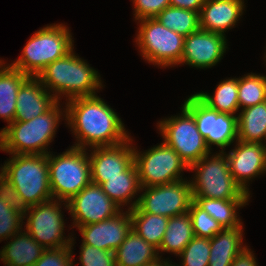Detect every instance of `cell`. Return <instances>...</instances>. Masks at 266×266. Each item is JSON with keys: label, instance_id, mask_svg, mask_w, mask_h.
<instances>
[{"label": "cell", "instance_id": "6da1fadb", "mask_svg": "<svg viewBox=\"0 0 266 266\" xmlns=\"http://www.w3.org/2000/svg\"><path fill=\"white\" fill-rule=\"evenodd\" d=\"M66 123L76 141L73 147L115 146L130 139L119 115L97 95L66 101Z\"/></svg>", "mask_w": 266, "mask_h": 266}, {"label": "cell", "instance_id": "7a4b0ae2", "mask_svg": "<svg viewBox=\"0 0 266 266\" xmlns=\"http://www.w3.org/2000/svg\"><path fill=\"white\" fill-rule=\"evenodd\" d=\"M73 49L66 56L47 65L37 76L46 90L60 102L66 96L68 101L77 97L97 95L103 89L98 71L86 60L76 55Z\"/></svg>", "mask_w": 266, "mask_h": 266}, {"label": "cell", "instance_id": "3957f363", "mask_svg": "<svg viewBox=\"0 0 266 266\" xmlns=\"http://www.w3.org/2000/svg\"><path fill=\"white\" fill-rule=\"evenodd\" d=\"M60 104L57 102L30 121H14L1 129L0 150L9 154H48V146L54 141L60 119L66 120V108L63 110Z\"/></svg>", "mask_w": 266, "mask_h": 266}, {"label": "cell", "instance_id": "277c9868", "mask_svg": "<svg viewBox=\"0 0 266 266\" xmlns=\"http://www.w3.org/2000/svg\"><path fill=\"white\" fill-rule=\"evenodd\" d=\"M74 49V40L69 27L64 24H50L36 31L28 40L18 59L9 65L31 77L50 63L66 56Z\"/></svg>", "mask_w": 266, "mask_h": 266}, {"label": "cell", "instance_id": "5b68a950", "mask_svg": "<svg viewBox=\"0 0 266 266\" xmlns=\"http://www.w3.org/2000/svg\"><path fill=\"white\" fill-rule=\"evenodd\" d=\"M9 155L11 158L1 165L0 172L28 205L31 207L52 200L48 154Z\"/></svg>", "mask_w": 266, "mask_h": 266}, {"label": "cell", "instance_id": "8992f818", "mask_svg": "<svg viewBox=\"0 0 266 266\" xmlns=\"http://www.w3.org/2000/svg\"><path fill=\"white\" fill-rule=\"evenodd\" d=\"M212 155V156H211ZM194 170V171H193ZM192 196L214 199H250L230 172L226 151L209 154L189 167Z\"/></svg>", "mask_w": 266, "mask_h": 266}, {"label": "cell", "instance_id": "52a82bcc", "mask_svg": "<svg viewBox=\"0 0 266 266\" xmlns=\"http://www.w3.org/2000/svg\"><path fill=\"white\" fill-rule=\"evenodd\" d=\"M88 149L70 146L59 155L48 153L53 199L68 202L91 182Z\"/></svg>", "mask_w": 266, "mask_h": 266}, {"label": "cell", "instance_id": "ba28073f", "mask_svg": "<svg viewBox=\"0 0 266 266\" xmlns=\"http://www.w3.org/2000/svg\"><path fill=\"white\" fill-rule=\"evenodd\" d=\"M138 23L135 42L147 63L160 68L178 66L183 54L185 37L166 28L155 18L138 20Z\"/></svg>", "mask_w": 266, "mask_h": 266}, {"label": "cell", "instance_id": "9c48e42d", "mask_svg": "<svg viewBox=\"0 0 266 266\" xmlns=\"http://www.w3.org/2000/svg\"><path fill=\"white\" fill-rule=\"evenodd\" d=\"M134 163L141 188L183 180L181 174L189 170L179 154L164 141L143 153L135 147Z\"/></svg>", "mask_w": 266, "mask_h": 266}, {"label": "cell", "instance_id": "30bf717a", "mask_svg": "<svg viewBox=\"0 0 266 266\" xmlns=\"http://www.w3.org/2000/svg\"><path fill=\"white\" fill-rule=\"evenodd\" d=\"M157 128L163 141L190 167L211 151L198 131L194 116L184 107L181 114L163 118Z\"/></svg>", "mask_w": 266, "mask_h": 266}, {"label": "cell", "instance_id": "8fae6325", "mask_svg": "<svg viewBox=\"0 0 266 266\" xmlns=\"http://www.w3.org/2000/svg\"><path fill=\"white\" fill-rule=\"evenodd\" d=\"M64 202V203H63ZM68 210L65 201L52 199L47 202L31 206L25 214V230L45 249L61 248L71 245L72 236L65 237V220L61 205ZM29 215V216H27ZM27 217V218H26Z\"/></svg>", "mask_w": 266, "mask_h": 266}, {"label": "cell", "instance_id": "7c38bea8", "mask_svg": "<svg viewBox=\"0 0 266 266\" xmlns=\"http://www.w3.org/2000/svg\"><path fill=\"white\" fill-rule=\"evenodd\" d=\"M182 105L194 116L197 129L210 151L214 145L224 152L225 147L237 141V115L211 109L195 94L189 96Z\"/></svg>", "mask_w": 266, "mask_h": 266}, {"label": "cell", "instance_id": "4fadbf2b", "mask_svg": "<svg viewBox=\"0 0 266 266\" xmlns=\"http://www.w3.org/2000/svg\"><path fill=\"white\" fill-rule=\"evenodd\" d=\"M192 201L191 182L184 178L170 184L141 188L137 207L142 212L170 218L188 212Z\"/></svg>", "mask_w": 266, "mask_h": 266}, {"label": "cell", "instance_id": "5bb4252c", "mask_svg": "<svg viewBox=\"0 0 266 266\" xmlns=\"http://www.w3.org/2000/svg\"><path fill=\"white\" fill-rule=\"evenodd\" d=\"M67 204L73 228L112 218L122 210L103 192L100 185L92 182L73 196Z\"/></svg>", "mask_w": 266, "mask_h": 266}, {"label": "cell", "instance_id": "9a60e30c", "mask_svg": "<svg viewBox=\"0 0 266 266\" xmlns=\"http://www.w3.org/2000/svg\"><path fill=\"white\" fill-rule=\"evenodd\" d=\"M228 48L226 35L198 30L185 37L179 63L197 69H208L223 59Z\"/></svg>", "mask_w": 266, "mask_h": 266}, {"label": "cell", "instance_id": "2e32d148", "mask_svg": "<svg viewBox=\"0 0 266 266\" xmlns=\"http://www.w3.org/2000/svg\"><path fill=\"white\" fill-rule=\"evenodd\" d=\"M235 143L234 148L226 153L230 172L235 182L250 195L249 181L266 174V146L239 140Z\"/></svg>", "mask_w": 266, "mask_h": 266}, {"label": "cell", "instance_id": "e0dca14e", "mask_svg": "<svg viewBox=\"0 0 266 266\" xmlns=\"http://www.w3.org/2000/svg\"><path fill=\"white\" fill-rule=\"evenodd\" d=\"M132 141L130 138L115 146L93 147L88 150L92 183L101 186L107 178L122 176V172L134 162L135 146Z\"/></svg>", "mask_w": 266, "mask_h": 266}, {"label": "cell", "instance_id": "ac0fdd59", "mask_svg": "<svg viewBox=\"0 0 266 266\" xmlns=\"http://www.w3.org/2000/svg\"><path fill=\"white\" fill-rule=\"evenodd\" d=\"M125 210L127 211L121 210L114 217L101 222L78 227L82 243L114 252L132 229L130 210Z\"/></svg>", "mask_w": 266, "mask_h": 266}, {"label": "cell", "instance_id": "d6986e66", "mask_svg": "<svg viewBox=\"0 0 266 266\" xmlns=\"http://www.w3.org/2000/svg\"><path fill=\"white\" fill-rule=\"evenodd\" d=\"M244 0H205L199 12L200 30L226 35L245 11ZM244 10V11H243Z\"/></svg>", "mask_w": 266, "mask_h": 266}, {"label": "cell", "instance_id": "ffe728a7", "mask_svg": "<svg viewBox=\"0 0 266 266\" xmlns=\"http://www.w3.org/2000/svg\"><path fill=\"white\" fill-rule=\"evenodd\" d=\"M57 102L37 77L29 76L19 88L14 121H30L50 110Z\"/></svg>", "mask_w": 266, "mask_h": 266}, {"label": "cell", "instance_id": "44dd1931", "mask_svg": "<svg viewBox=\"0 0 266 266\" xmlns=\"http://www.w3.org/2000/svg\"><path fill=\"white\" fill-rule=\"evenodd\" d=\"M44 250L27 231L21 230L0 249V259L5 266H34Z\"/></svg>", "mask_w": 266, "mask_h": 266}, {"label": "cell", "instance_id": "7402d4cb", "mask_svg": "<svg viewBox=\"0 0 266 266\" xmlns=\"http://www.w3.org/2000/svg\"><path fill=\"white\" fill-rule=\"evenodd\" d=\"M103 192L122 210L127 206L128 210L137 206L140 196L141 186L139 183L138 171L133 162L124 172L122 176H114L107 178V181L101 185ZM134 201H132L133 199ZM137 198V199H136ZM126 204V205H125ZM122 206V207H121Z\"/></svg>", "mask_w": 266, "mask_h": 266}, {"label": "cell", "instance_id": "603a6c76", "mask_svg": "<svg viewBox=\"0 0 266 266\" xmlns=\"http://www.w3.org/2000/svg\"><path fill=\"white\" fill-rule=\"evenodd\" d=\"M116 266H147L161 257L158 249L131 229L125 240L114 251Z\"/></svg>", "mask_w": 266, "mask_h": 266}, {"label": "cell", "instance_id": "cb8c5ba5", "mask_svg": "<svg viewBox=\"0 0 266 266\" xmlns=\"http://www.w3.org/2000/svg\"><path fill=\"white\" fill-rule=\"evenodd\" d=\"M243 223L224 228L210 239L209 266H231L233 260L248 246L243 245Z\"/></svg>", "mask_w": 266, "mask_h": 266}, {"label": "cell", "instance_id": "d4e9b609", "mask_svg": "<svg viewBox=\"0 0 266 266\" xmlns=\"http://www.w3.org/2000/svg\"><path fill=\"white\" fill-rule=\"evenodd\" d=\"M28 77L0 59V118L8 125L14 122L18 91Z\"/></svg>", "mask_w": 266, "mask_h": 266}, {"label": "cell", "instance_id": "484cf974", "mask_svg": "<svg viewBox=\"0 0 266 266\" xmlns=\"http://www.w3.org/2000/svg\"><path fill=\"white\" fill-rule=\"evenodd\" d=\"M266 137V101L241 109L237 115V140L264 143Z\"/></svg>", "mask_w": 266, "mask_h": 266}, {"label": "cell", "instance_id": "4316f807", "mask_svg": "<svg viewBox=\"0 0 266 266\" xmlns=\"http://www.w3.org/2000/svg\"><path fill=\"white\" fill-rule=\"evenodd\" d=\"M193 201L223 228H235L243 222L239 217L240 208L244 207L250 199H214L205 197H193Z\"/></svg>", "mask_w": 266, "mask_h": 266}, {"label": "cell", "instance_id": "83f0119b", "mask_svg": "<svg viewBox=\"0 0 266 266\" xmlns=\"http://www.w3.org/2000/svg\"><path fill=\"white\" fill-rule=\"evenodd\" d=\"M194 237L189 212L170 217L158 253L169 252L178 256Z\"/></svg>", "mask_w": 266, "mask_h": 266}, {"label": "cell", "instance_id": "f1b7e54d", "mask_svg": "<svg viewBox=\"0 0 266 266\" xmlns=\"http://www.w3.org/2000/svg\"><path fill=\"white\" fill-rule=\"evenodd\" d=\"M213 95L198 92L195 95L208 107L218 112L236 115L239 112L238 78H228L219 82Z\"/></svg>", "mask_w": 266, "mask_h": 266}, {"label": "cell", "instance_id": "f546056e", "mask_svg": "<svg viewBox=\"0 0 266 266\" xmlns=\"http://www.w3.org/2000/svg\"><path fill=\"white\" fill-rule=\"evenodd\" d=\"M132 229L157 249L164 237L169 218L142 212L137 206L130 210Z\"/></svg>", "mask_w": 266, "mask_h": 266}, {"label": "cell", "instance_id": "4dcf8cb0", "mask_svg": "<svg viewBox=\"0 0 266 266\" xmlns=\"http://www.w3.org/2000/svg\"><path fill=\"white\" fill-rule=\"evenodd\" d=\"M155 19L166 28L173 30L183 37H187L189 34L197 32L200 29L198 12L171 5L160 12Z\"/></svg>", "mask_w": 266, "mask_h": 266}, {"label": "cell", "instance_id": "1f68e13d", "mask_svg": "<svg viewBox=\"0 0 266 266\" xmlns=\"http://www.w3.org/2000/svg\"><path fill=\"white\" fill-rule=\"evenodd\" d=\"M239 107L245 109L266 101V75L247 73L238 78Z\"/></svg>", "mask_w": 266, "mask_h": 266}, {"label": "cell", "instance_id": "d6a6232c", "mask_svg": "<svg viewBox=\"0 0 266 266\" xmlns=\"http://www.w3.org/2000/svg\"><path fill=\"white\" fill-rule=\"evenodd\" d=\"M210 239L194 237L178 255V266H209Z\"/></svg>", "mask_w": 266, "mask_h": 266}, {"label": "cell", "instance_id": "836d02e7", "mask_svg": "<svg viewBox=\"0 0 266 266\" xmlns=\"http://www.w3.org/2000/svg\"><path fill=\"white\" fill-rule=\"evenodd\" d=\"M188 212L191 217L195 237L212 239L224 229L220 223L201 209L194 201L191 202Z\"/></svg>", "mask_w": 266, "mask_h": 266}, {"label": "cell", "instance_id": "e575fe53", "mask_svg": "<svg viewBox=\"0 0 266 266\" xmlns=\"http://www.w3.org/2000/svg\"><path fill=\"white\" fill-rule=\"evenodd\" d=\"M24 216L16 211H13L11 206H8L0 198V242L8 240L23 229Z\"/></svg>", "mask_w": 266, "mask_h": 266}, {"label": "cell", "instance_id": "d590c367", "mask_svg": "<svg viewBox=\"0 0 266 266\" xmlns=\"http://www.w3.org/2000/svg\"><path fill=\"white\" fill-rule=\"evenodd\" d=\"M74 238L72 237L71 245L61 248L45 249L41 257L36 261L34 266H75L73 264V246Z\"/></svg>", "mask_w": 266, "mask_h": 266}, {"label": "cell", "instance_id": "8d00e7d4", "mask_svg": "<svg viewBox=\"0 0 266 266\" xmlns=\"http://www.w3.org/2000/svg\"><path fill=\"white\" fill-rule=\"evenodd\" d=\"M80 249L79 261L82 266H116L113 251L101 250L83 243Z\"/></svg>", "mask_w": 266, "mask_h": 266}, {"label": "cell", "instance_id": "74e56055", "mask_svg": "<svg viewBox=\"0 0 266 266\" xmlns=\"http://www.w3.org/2000/svg\"><path fill=\"white\" fill-rule=\"evenodd\" d=\"M0 198L8 205L11 206L13 211L18 212L22 216L30 209L28 203L22 198L15 190L11 182L0 172Z\"/></svg>", "mask_w": 266, "mask_h": 266}, {"label": "cell", "instance_id": "f35d334b", "mask_svg": "<svg viewBox=\"0 0 266 266\" xmlns=\"http://www.w3.org/2000/svg\"><path fill=\"white\" fill-rule=\"evenodd\" d=\"M133 1V15L135 21L155 18L166 7L170 6V0H132Z\"/></svg>", "mask_w": 266, "mask_h": 266}, {"label": "cell", "instance_id": "ab89813d", "mask_svg": "<svg viewBox=\"0 0 266 266\" xmlns=\"http://www.w3.org/2000/svg\"><path fill=\"white\" fill-rule=\"evenodd\" d=\"M231 266H259L255 255L251 249L245 248L240 254L233 260Z\"/></svg>", "mask_w": 266, "mask_h": 266}, {"label": "cell", "instance_id": "60d3db41", "mask_svg": "<svg viewBox=\"0 0 266 266\" xmlns=\"http://www.w3.org/2000/svg\"><path fill=\"white\" fill-rule=\"evenodd\" d=\"M204 2L205 0H170V5L199 13Z\"/></svg>", "mask_w": 266, "mask_h": 266}, {"label": "cell", "instance_id": "b9f144b4", "mask_svg": "<svg viewBox=\"0 0 266 266\" xmlns=\"http://www.w3.org/2000/svg\"><path fill=\"white\" fill-rule=\"evenodd\" d=\"M147 266H166V259L160 258L158 261H156L152 264H149Z\"/></svg>", "mask_w": 266, "mask_h": 266}, {"label": "cell", "instance_id": "7bdbcfd3", "mask_svg": "<svg viewBox=\"0 0 266 266\" xmlns=\"http://www.w3.org/2000/svg\"><path fill=\"white\" fill-rule=\"evenodd\" d=\"M173 262L171 261V260H168L167 258H166V266H178V265H176V263H173Z\"/></svg>", "mask_w": 266, "mask_h": 266}]
</instances>
